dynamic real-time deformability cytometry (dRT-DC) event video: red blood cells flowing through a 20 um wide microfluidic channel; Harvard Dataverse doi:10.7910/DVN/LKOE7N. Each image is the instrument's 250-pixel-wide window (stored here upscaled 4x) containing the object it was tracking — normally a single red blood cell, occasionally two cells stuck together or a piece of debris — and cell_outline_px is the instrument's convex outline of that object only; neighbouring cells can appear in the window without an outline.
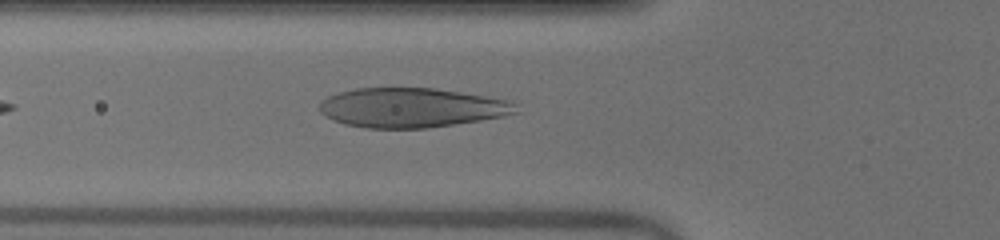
{"species": "human", "species_latin": "Homo sapiens", "temperature_condition": "warm", "stored_images_in_passage": 21, "camera_frame_rate_fps": 3000, "um_per_image_px": 0.085, "donor": {"sex": "male"}, "frame": {"image": 1, "passage_image": 5, "time_ms": 1.333, "image_size_px": [1000, 240], "cell_outline_px": [[520, 112], [504, 116], [480, 120], [424, 128], [368, 128], [344, 124], [324, 116], [320, 112], [320, 100], [328, 96], [340, 92], [356, 88], [432, 88], [460, 92], [508, 100], [516, 104]], "centroid_in_image_um": [34.96, 9.15], "position_along_channel_um": 90.8, "area_um2": 45.03}}
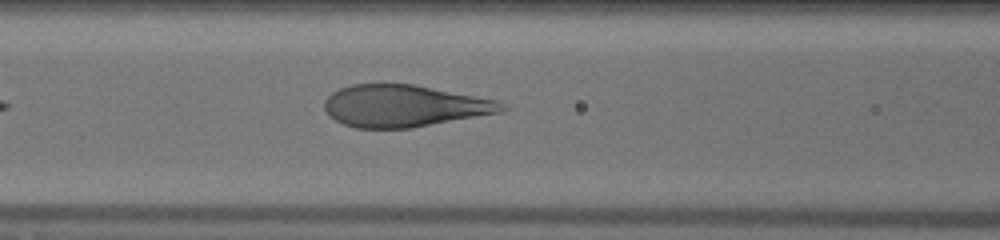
{"frame": {"image": 2, "passage_image": 8, "time_ms": 2.333, "image_size_px": [1000, 240], "cell_outline_px": [[508, 108], [500, 112], [412, 128], [356, 128], [344, 124], [336, 120], [324, 108], [324, 100], [332, 92], [340, 88], [352, 84], [412, 84], [496, 100], [504, 104]], "centroid_in_image_um": [34.33, 9.0], "position_along_channel_um": 132.3, "area_um2": 42.89}}
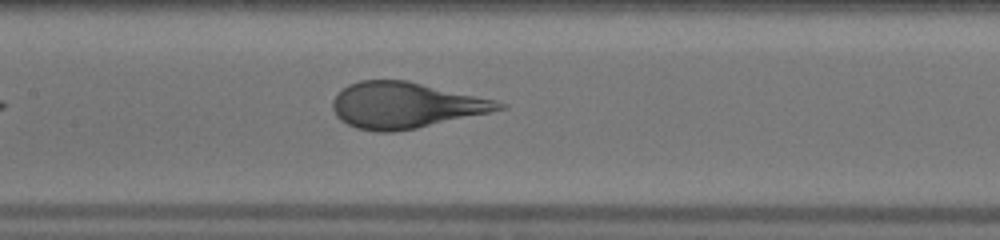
{"frame": {"image": 3, "passage_image": 11, "time_ms": 3.333, "image_size_px": [1000, 240], "cell_outline_px": [[508, 104], [504, 108], [488, 112], [416, 128], [392, 132], [376, 132], [356, 128], [340, 120], [336, 116], [332, 108], [332, 100], [348, 84], [360, 80], [408, 80], [496, 100]], "centroid_in_image_um": [34.42, 8.94], "position_along_channel_um": 173.0, "area_um2": 44.22}}